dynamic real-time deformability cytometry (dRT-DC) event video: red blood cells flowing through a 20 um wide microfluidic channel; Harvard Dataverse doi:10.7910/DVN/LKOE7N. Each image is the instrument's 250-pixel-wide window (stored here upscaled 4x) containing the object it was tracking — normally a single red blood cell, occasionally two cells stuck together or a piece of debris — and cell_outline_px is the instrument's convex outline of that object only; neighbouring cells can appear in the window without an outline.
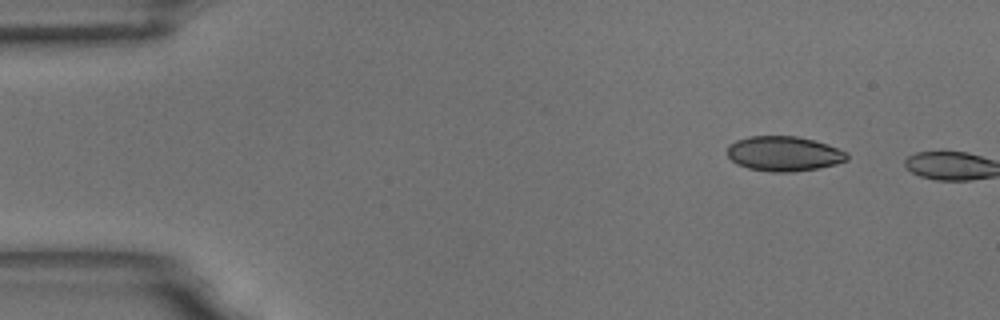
{"species": "common noctule bat (a hibernating species)", "species_latin": "Nyctalus noctula", "temperature_condition": "room temperature", "stored_images_in_passage": 3, "camera_frame_rate_fps": 3000, "um_per_image_px": 0.085, "animal": {"sex": "male", "body_mass_g": 18.8}, "frame": {"image": 1, "passage_image": 1, "time_ms": 0.0, "image_size_px": [1000, 320], "cell_outline_px": [[848, 160], [836, 164], [820, 168], [792, 172], [772, 172], [748, 168], [736, 164], [728, 156], [728, 144], [736, 140], [748, 136], [796, 136], [828, 144], [848, 152]], "centroid_in_image_um": [66.64, 13.06], "position_along_channel_um": 18.4, "area_um2": 24.51}}